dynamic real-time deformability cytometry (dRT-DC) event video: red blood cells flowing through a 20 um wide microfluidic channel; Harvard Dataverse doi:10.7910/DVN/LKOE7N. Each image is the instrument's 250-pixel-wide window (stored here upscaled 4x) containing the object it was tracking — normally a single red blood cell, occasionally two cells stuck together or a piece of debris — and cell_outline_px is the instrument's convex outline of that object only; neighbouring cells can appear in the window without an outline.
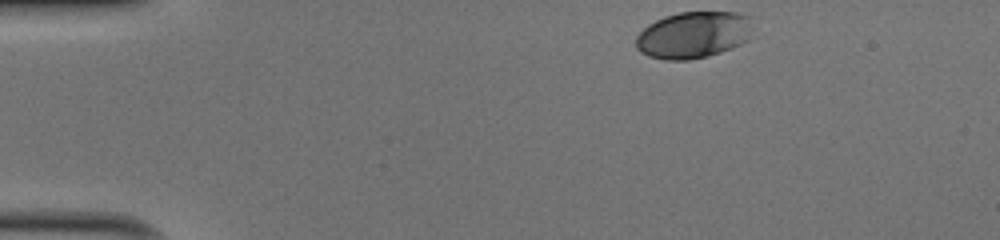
{"species": "human", "species_latin": "Homo sapiens", "temperature_condition": "cold", "stored_images_in_passage": 35, "camera_frame_rate_fps": 3000, "um_per_image_px": 0.085, "donor": {"sex": "male"}, "frame": {"image": 1, "passage_image": 1, "time_ms": 0.0, "image_size_px": [1000, 240], "cell_outline_px": [[748, 40], [732, 48], [708, 56], [688, 60], [668, 60], [648, 56], [640, 52], [636, 48], [636, 36], [648, 24], [664, 16], [680, 12], [736, 12], [748, 16]], "centroid_in_image_um": [58.87, 2.97], "position_along_channel_um": 26.1, "area_um2": 31.5}}
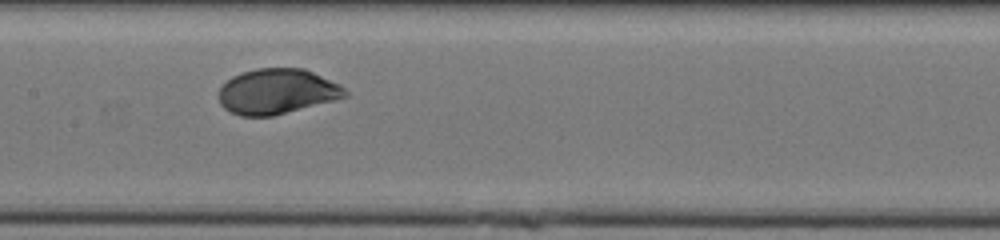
{"frame": {"image": 2, "passage_image": 19, "time_ms": 6.0, "image_size_px": [1000, 240], "cell_outline_px": [[348, 96], [272, 116], [240, 116], [224, 108], [220, 104], [220, 88], [232, 76], [240, 72], [256, 68], [304, 68], [340, 84], [348, 92]], "centroid_in_image_um": [23.54, 7.76], "position_along_channel_um": 183.9, "area_um2": 33.12}}
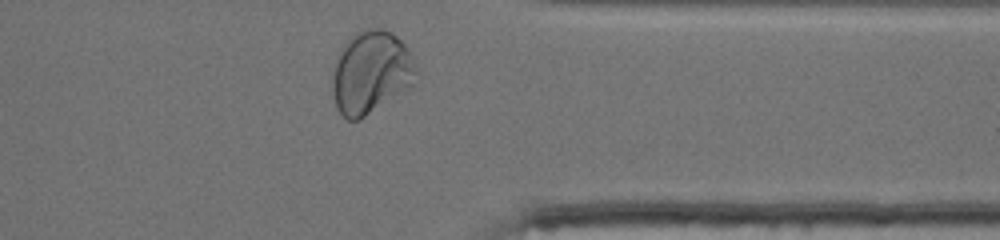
{"frame": {"image": 3, "passage_image": 34, "time_ms": 11.0, "image_size_px": [1000, 240], "cell_outline_px": [[416, 72], [412, 84], [408, 88], [360, 120], [348, 120], [336, 108], [332, 92], [332, 76], [336, 56], [340, 48], [356, 32], [364, 28], [384, 28], [392, 32], [404, 44], [416, 68]], "centroid_in_image_um": [31.48, 6.14], "position_along_channel_um": 379.9, "area_um2": 40.29}, "authors_computed_cell_mechanics": {"area_um2": 33.4662, "velocity_mm_per_s": 4.0292, "shape_relaxation_time_tau1_ms": 2.5339, "shape_relaxation_time_tau2_ms": null, "deformation_change_tau1": 0.1476, "deformation_change_tau2": null}}